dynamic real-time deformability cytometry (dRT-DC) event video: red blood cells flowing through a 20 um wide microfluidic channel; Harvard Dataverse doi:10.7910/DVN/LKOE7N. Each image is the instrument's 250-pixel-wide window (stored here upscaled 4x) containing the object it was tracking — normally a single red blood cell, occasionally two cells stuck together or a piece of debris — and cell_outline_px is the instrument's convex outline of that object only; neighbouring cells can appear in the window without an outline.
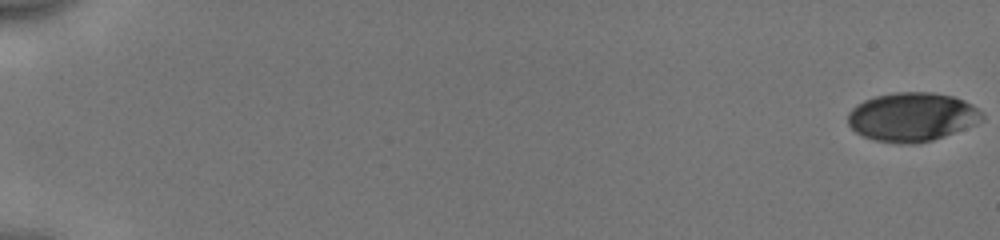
{"species": "human", "species_latin": "Homo sapiens", "temperature_condition": "cold", "stored_images_in_passage": 54, "camera_frame_rate_fps": 3000, "um_per_image_px": 0.085, "donor": {"sex": "male"}, "frame": {"image": 1, "passage_image": 1, "time_ms": 0.0, "image_size_px": [1000, 240], "cell_outline_px": [[984, 120], [976, 124], [944, 136], [932, 140], [912, 144], [900, 144], [876, 140], [864, 136], [856, 132], [848, 124], [848, 112], [856, 104], [864, 100], [876, 96], [896, 92], [932, 92], [952, 96], [964, 100], [972, 104], [984, 112]], "centroid_in_image_um": [77.55, 9.93], "position_along_channel_um": 7.5, "area_um2": 38.32}}
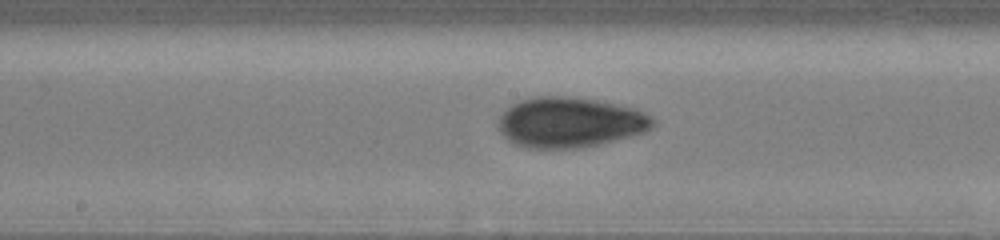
{"frame": {"image": 2, "passage_image": 31, "time_ms": 10.0, "image_size_px": [1000, 240], "cell_outline_px": [[656, 124], [652, 128], [644, 132], [596, 144], [576, 148], [528, 148], [516, 144], [508, 140], [500, 132], [500, 116], [512, 104], [520, 100], [536, 96], [568, 96], [596, 100], [636, 108], [652, 116], [656, 120]], "centroid_in_image_um": [48.47, 10.38], "position_along_channel_um": 199.7, "area_um2": 44.97}}
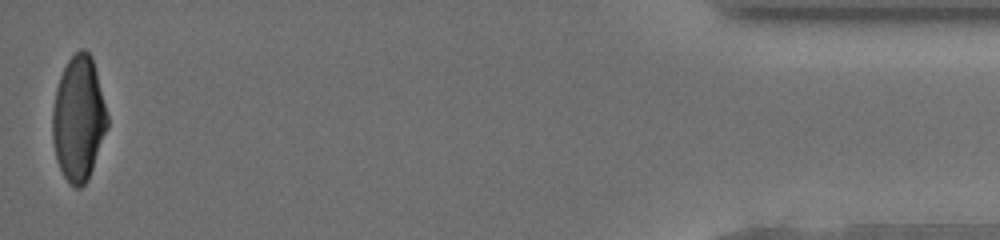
{"frame": {"image": 3, "passage_image": 54, "time_ms": 17.667, "image_size_px": [1000, 240], "cell_outline_px": [[108, 128], [88, 180], [80, 188], [76, 188], [68, 184], [56, 160], [52, 140], [52, 112], [56, 88], [60, 76], [68, 60], [80, 48], [84, 48], [92, 56], [108, 116]], "centroid_in_image_um": [6.67, 10.11], "position_along_channel_um": 428.5, "area_um2": 40.11}, "authors_computed_cell_mechanics": {"area_um2": 40.9802, "velocity_mm_per_s": 3.97, "shape_relaxation_time_tau1_ms": 4.5848, "shape_relaxation_time_tau2_ms": 1.8506, "deformation_change_tau1": 0.1557, "deformation_change_tau2": 0.0583}}